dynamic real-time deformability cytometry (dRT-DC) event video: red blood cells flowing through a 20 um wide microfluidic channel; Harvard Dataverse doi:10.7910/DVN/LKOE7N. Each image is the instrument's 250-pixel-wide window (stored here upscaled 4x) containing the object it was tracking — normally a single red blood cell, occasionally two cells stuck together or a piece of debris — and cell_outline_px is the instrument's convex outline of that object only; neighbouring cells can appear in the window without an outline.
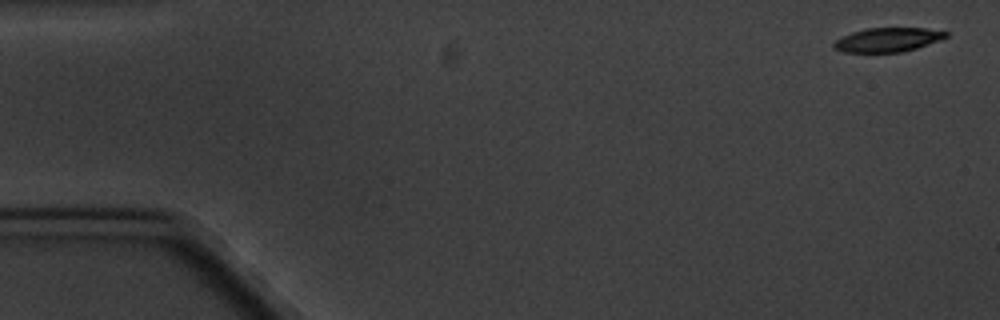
{"species": "common noctule bat (a hibernating species)", "species_latin": "Nyctalus noctula", "temperature_condition": "cold", "stored_images_in_passage": 7, "camera_frame_rate_fps": 3000, "um_per_image_px": 0.085, "animal": {"sex": "male", "body_mass_g": 20.1, "forearm_length_mm": 53.5}, "frame": {"image": 1, "passage_image": 1, "time_ms": 0.0, "image_size_px": [1000, 320], "cell_outline_px": [[948, 36], [916, 48], [900, 52], [844, 52], [836, 48], [832, 44], [836, 40], [852, 32], [868, 28], [924, 28], [948, 32]], "centroid_in_image_um": [75.45, 3.37], "position_along_channel_um": 9.6, "area_um2": 15.37}}